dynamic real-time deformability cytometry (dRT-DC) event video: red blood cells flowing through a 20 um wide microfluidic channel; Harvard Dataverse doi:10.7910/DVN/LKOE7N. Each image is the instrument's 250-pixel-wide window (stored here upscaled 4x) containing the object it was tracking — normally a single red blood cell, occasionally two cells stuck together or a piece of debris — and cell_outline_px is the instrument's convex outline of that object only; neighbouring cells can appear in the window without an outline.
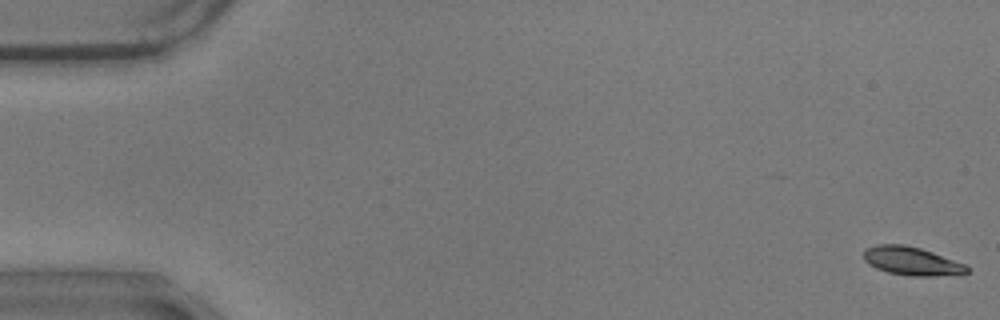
{"species": "common noctule bat (a hibernating species)", "species_latin": "Nyctalus noctula", "temperature_condition": "warm", "stored_images_in_passage": 58, "camera_frame_rate_fps": 3000, "um_per_image_px": 0.085, "animal": {"sex": "male", "body_mass_g": 17.9}, "frame": {"image": 1, "passage_image": 1, "time_ms": 0.0, "image_size_px": [1000, 320], "cell_outline_px": [[968, 272], [932, 276], [912, 276], [888, 272], [876, 268], [868, 264], [864, 260], [864, 252], [868, 248], [876, 244], [904, 244], [920, 248], [932, 252], [964, 264], [968, 268]], "centroid_in_image_um": [77.43, 22.18], "position_along_channel_um": 7.6, "area_um2": 16.76}}
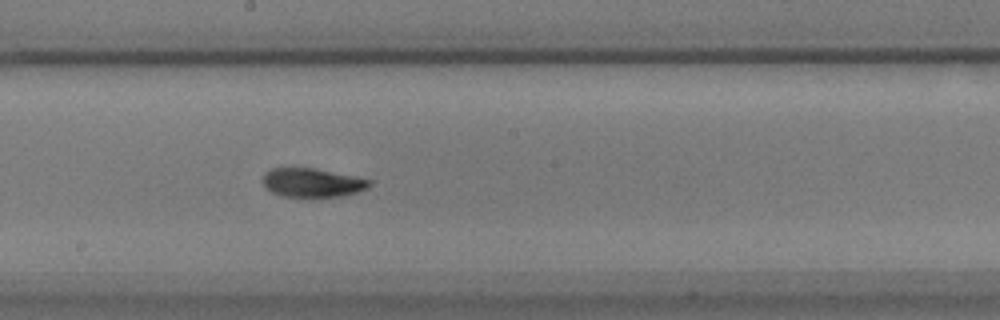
{"frame": {"image": 2, "passage_image": 32, "time_ms": 10.333, "image_size_px": [1000, 320], "cell_outline_px": [[372, 184], [368, 188], [344, 196], [280, 196], [264, 188], [264, 172], [272, 168], [316, 168], [372, 180]], "centroid_in_image_um": [26.55, 15.52], "position_along_channel_um": 221.7, "area_um2": 17.86}}
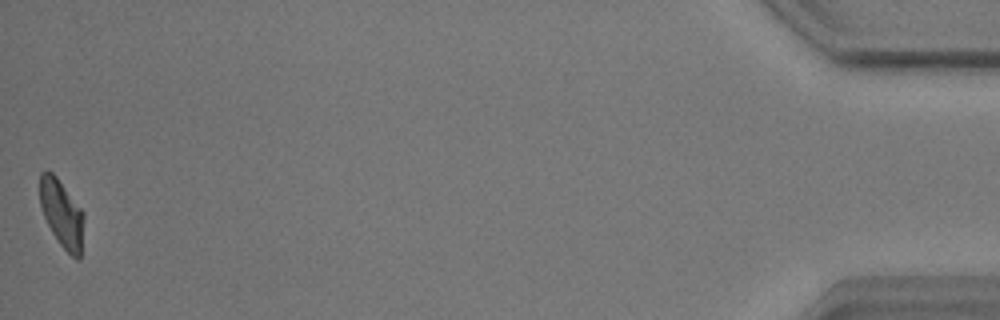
{"frame": {"image": 3, "passage_image": 58, "time_ms": 19.0, "image_size_px": [1000, 320], "cell_outline_px": [[84, 220], [80, 260], [76, 260], [60, 244], [52, 232], [44, 216], [40, 204], [40, 172], [52, 172], [56, 176], [84, 212]], "centroid_in_image_um": [5.27, 18.17], "position_along_channel_um": 429.9, "area_um2": 17.17}, "authors_computed_cell_mechanics": {"area_um2": 17.918, "velocity_mm_per_s": 3.492, "shape_relaxation_time_tau1_ms": 4.0448, "shape_relaxation_time_tau2_ms": 3.8498, "deformation_change_tau1": 0.1518, "deformation_change_tau2": 0.0775}}